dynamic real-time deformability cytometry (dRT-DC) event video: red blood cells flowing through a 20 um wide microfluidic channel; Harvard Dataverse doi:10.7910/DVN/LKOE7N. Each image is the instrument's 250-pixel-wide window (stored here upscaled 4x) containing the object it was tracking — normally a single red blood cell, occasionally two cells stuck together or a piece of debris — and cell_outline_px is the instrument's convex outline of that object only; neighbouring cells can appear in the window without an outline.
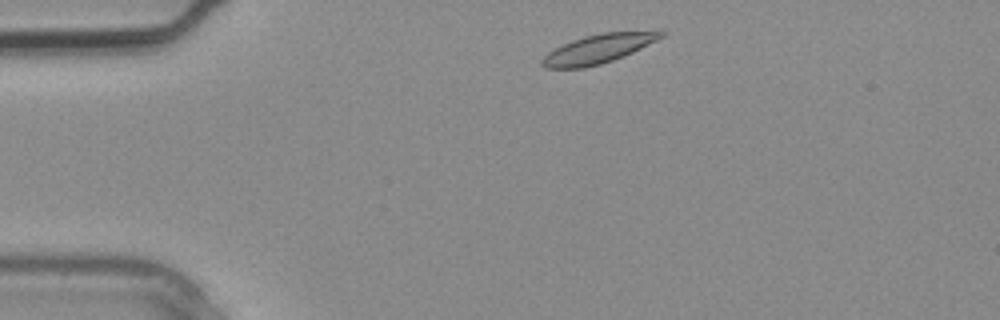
{"species": "common noctule bat (a hibernating species)", "species_latin": "Nyctalus noctula", "temperature_condition": "warm", "stored_images_in_passage": 3, "camera_frame_rate_fps": 3000, "um_per_image_px": 0.085, "animal": {"sex": "male", "body_mass_g": 20.4}, "frame": {"image": 1, "passage_image": 1, "time_ms": 0.0, "image_size_px": [1000, 320], "cell_outline_px": [[668, 32], [664, 36], [624, 56], [600, 64], [584, 68], [544, 68], [540, 64], [540, 60], [548, 52], [572, 40], [584, 36], [604, 32]], "centroid_in_image_um": [50.78, 4.17], "position_along_channel_um": 34.2, "area_um2": 19.65}}